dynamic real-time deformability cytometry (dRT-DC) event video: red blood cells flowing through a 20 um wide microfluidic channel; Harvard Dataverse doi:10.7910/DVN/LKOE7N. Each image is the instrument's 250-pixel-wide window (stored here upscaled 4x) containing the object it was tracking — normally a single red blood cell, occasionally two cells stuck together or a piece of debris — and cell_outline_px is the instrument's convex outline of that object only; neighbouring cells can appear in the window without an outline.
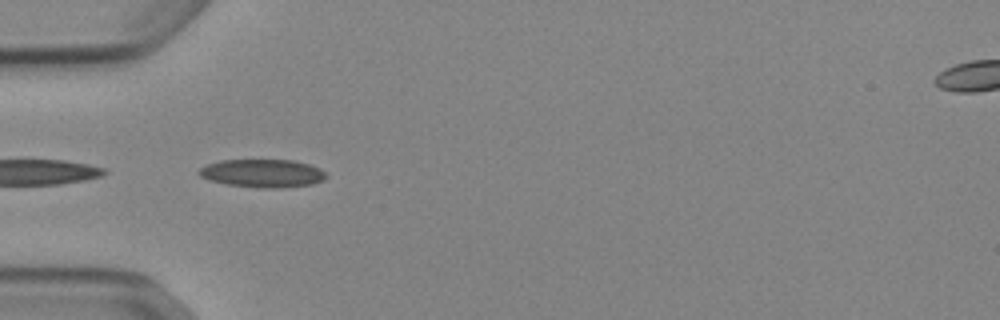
{"species": "Egyptian fruit bat (a non-hibernating species)", "species_latin": "Rousettus aegyptiacus", "temperature_condition": "cold", "stored_images_in_passage": 6, "camera_frame_rate_fps": 3000, "um_per_image_px": 0.085, "animal": {"sex": "female"}, "frame": {"image": 1, "passage_image": 1, "time_ms": 0.0, "image_size_px": [1000, 320], "cell_outline_px": [[328, 176], [324, 180], [312, 184], [276, 188], [264, 188], [228, 184], [208, 180], [200, 176], [196, 172], [200, 168], [208, 164], [220, 160], [292, 160], [308, 164], [320, 168]], "centroid_in_image_um": [22.31, 14.72], "position_along_channel_um": 62.7, "area_um2": 20.75}}